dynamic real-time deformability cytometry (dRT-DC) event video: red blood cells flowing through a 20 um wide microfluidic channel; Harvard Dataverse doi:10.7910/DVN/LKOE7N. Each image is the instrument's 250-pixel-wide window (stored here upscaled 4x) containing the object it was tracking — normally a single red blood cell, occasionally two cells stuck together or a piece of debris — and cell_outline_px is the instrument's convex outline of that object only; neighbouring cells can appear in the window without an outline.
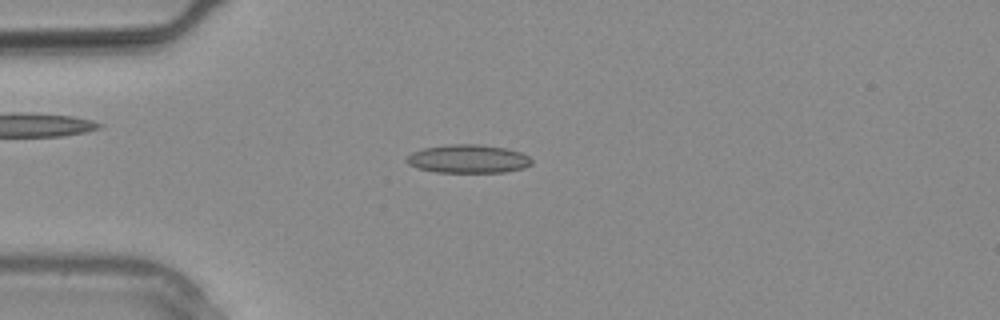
{"species": "common noctule bat (a hibernating species)", "species_latin": "Nyctalus noctula", "temperature_condition": "warm", "stored_images_in_passage": 10, "camera_frame_rate_fps": 3000, "um_per_image_px": 0.085, "animal": {"sex": "male", "body_mass_g": 20.4}, "frame": {"image": 1, "passage_image": 7, "time_ms": 2.0, "image_size_px": [1000, 320], "cell_outline_px": [[532, 164], [524, 168], [504, 172], [436, 172], [416, 168], [408, 164], [404, 160], [412, 152], [424, 148], [448, 144], [476, 144], [504, 148], [520, 152], [528, 156], [532, 160]], "centroid_in_image_um": [39.77, 13.51], "position_along_channel_um": 45.2, "area_um2": 20.69}}